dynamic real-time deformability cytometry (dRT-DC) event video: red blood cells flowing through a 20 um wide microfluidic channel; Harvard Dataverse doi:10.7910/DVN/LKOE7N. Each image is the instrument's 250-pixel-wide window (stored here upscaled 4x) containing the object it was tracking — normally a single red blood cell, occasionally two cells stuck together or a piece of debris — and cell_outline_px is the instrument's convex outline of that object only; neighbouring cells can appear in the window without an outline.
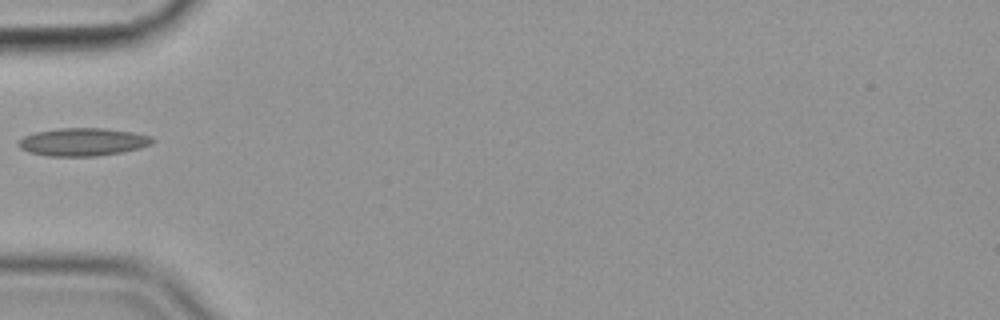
{"species": "common noctule bat (a hibernating species)", "species_latin": "Nyctalus noctula", "temperature_condition": "cold", "stored_images_in_passage": 32, "camera_frame_rate_fps": 3000, "um_per_image_px": 0.085, "animal": {"sex": "female", "body_mass_g": 19.9}, "frame": {"image": 1, "passage_image": 1, "time_ms": 0.0, "image_size_px": [1000, 320], "cell_outline_px": [[156, 140], [152, 144], [140, 148], [120, 152], [96, 156], [48, 156], [28, 152], [20, 148], [16, 144], [16, 140], [24, 136], [36, 132], [60, 128], [104, 128], [132, 132], [152, 136]], "centroid_in_image_um": [7.02, 12.06], "position_along_channel_um": 78.0, "area_um2": 21.91}}